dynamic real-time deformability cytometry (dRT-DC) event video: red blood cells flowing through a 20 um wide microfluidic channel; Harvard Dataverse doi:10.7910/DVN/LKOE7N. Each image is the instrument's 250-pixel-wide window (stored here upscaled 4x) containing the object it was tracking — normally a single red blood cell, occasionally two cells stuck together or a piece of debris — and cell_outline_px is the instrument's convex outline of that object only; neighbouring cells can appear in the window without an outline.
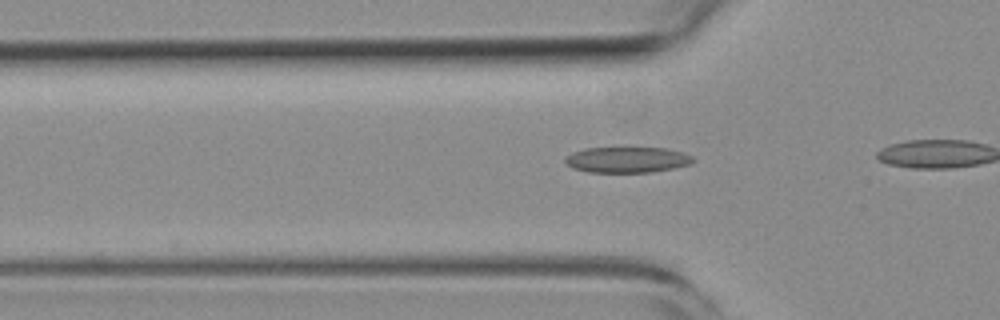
{"species": "common noctule bat (a hibernating species)", "species_latin": "Nyctalus noctula", "temperature_condition": "room temperature", "stored_images_in_passage": 31, "camera_frame_rate_fps": 3000, "um_per_image_px": 0.085, "animal": {"sex": "female", "body_mass_g": 19.3, "forearm_length_mm": 54.1}, "frame": {"image": 1, "passage_image": 7, "time_ms": 2.0, "image_size_px": [1000, 320], "cell_outline_px": [[696, 160], [692, 164], [652, 172], [588, 172], [572, 168], [564, 160], [572, 152], [588, 148], [664, 148], [680, 152], [692, 156]], "centroid_in_image_um": [53.32, 13.58], "position_along_channel_um": 72.5, "area_um2": 19.02}}
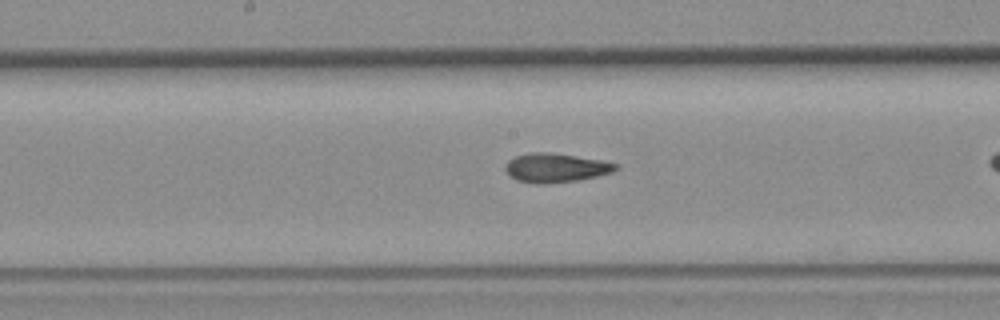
{"frame": {"image": 2, "passage_image": 17, "time_ms": 5.333, "image_size_px": [1000, 320], "cell_outline_px": [[616, 168], [612, 172], [580, 180], [544, 184], [536, 184], [516, 180], [504, 168], [504, 164], [508, 160], [516, 156], [532, 152], [548, 152], [576, 156], [600, 160], [616, 164]], "centroid_in_image_um": [47.18, 14.27], "position_along_channel_um": 201.0, "area_um2": 18.5}}
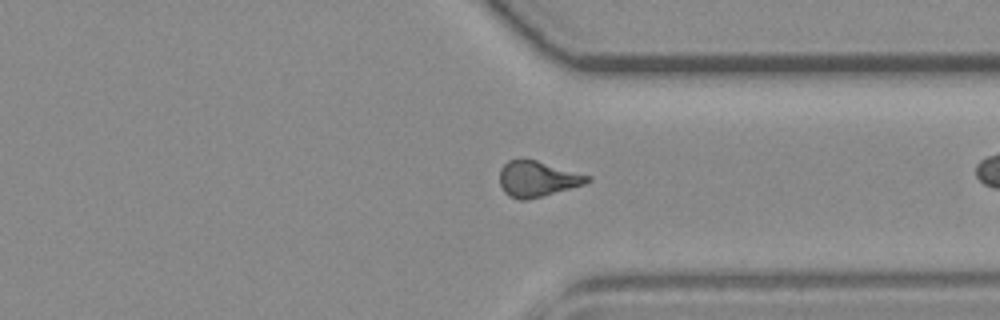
{"frame": {"image": 3, "passage_image": 30, "time_ms": 9.667, "image_size_px": [1000, 320], "cell_outline_px": [[592, 180], [584, 184], [544, 196], [528, 200], [520, 200], [508, 196], [504, 192], [500, 184], [500, 168], [508, 160], [536, 160], [592, 176]], "centroid_in_image_um": [45.68, 15.22], "position_along_channel_um": 365.7, "area_um2": 18.26}}